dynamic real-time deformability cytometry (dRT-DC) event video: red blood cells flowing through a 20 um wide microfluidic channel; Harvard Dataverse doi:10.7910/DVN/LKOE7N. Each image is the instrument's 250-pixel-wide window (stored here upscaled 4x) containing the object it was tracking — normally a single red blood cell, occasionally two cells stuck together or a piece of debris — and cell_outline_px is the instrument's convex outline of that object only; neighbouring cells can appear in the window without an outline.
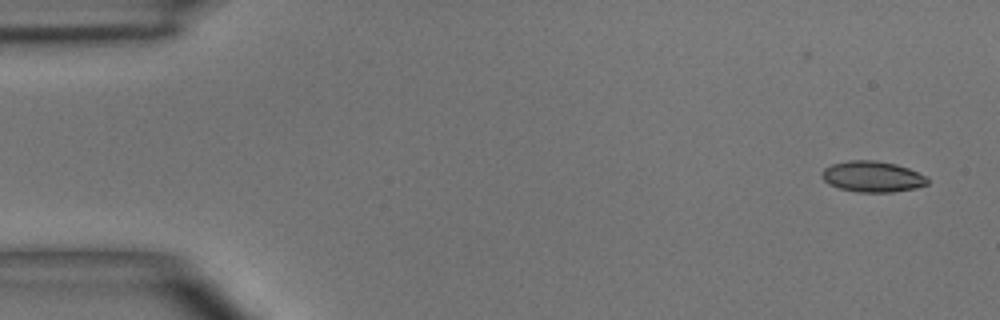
{"species": "common noctule bat (a hibernating species)", "species_latin": "Nyctalus noctula", "temperature_condition": "room temperature", "stored_images_in_passage": 6, "camera_frame_rate_fps": 3000, "um_per_image_px": 0.085, "animal": {"sex": "male", "body_mass_g": 15.6}, "frame": {"image": 1, "passage_image": 1, "time_ms": 0.0, "image_size_px": [1000, 320], "cell_outline_px": [[928, 184], [916, 188], [892, 192], [856, 192], [840, 188], [828, 184], [820, 176], [824, 168], [832, 164], [848, 160], [872, 160], [896, 164], [908, 168], [928, 176]], "centroid_in_image_um": [74.16, 15.01], "position_along_channel_um": 10.8, "area_um2": 19.13}}
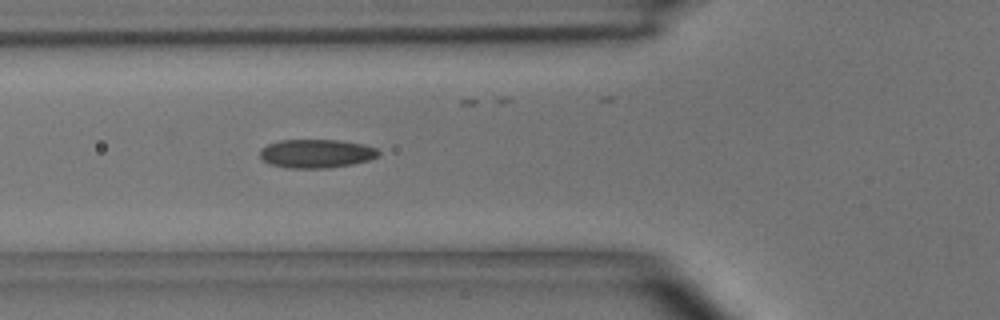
{"frame": {"image": 2, "passage_image": 5, "time_ms": 5.333, "image_size_px": [1000, 320], "cell_outline_px": [[380, 152], [376, 156], [368, 160], [352, 164], [328, 168], [288, 168], [268, 164], [260, 160], [260, 148], [268, 144], [280, 140], [340, 140], [364, 144], [376, 148]], "centroid_in_image_um": [26.84, 13.05], "position_along_channel_um": 99.0, "area_um2": 19.94}}